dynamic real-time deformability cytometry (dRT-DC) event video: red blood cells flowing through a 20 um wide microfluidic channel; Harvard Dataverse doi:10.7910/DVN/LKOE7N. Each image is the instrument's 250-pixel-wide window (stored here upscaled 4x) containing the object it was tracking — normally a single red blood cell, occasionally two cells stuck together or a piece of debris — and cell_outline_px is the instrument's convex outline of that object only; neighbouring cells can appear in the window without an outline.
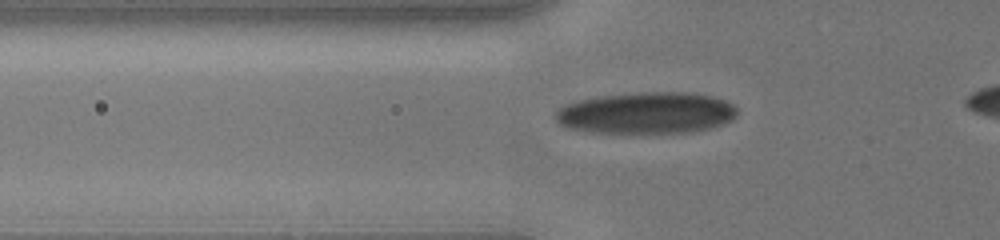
{"species": "human", "species_latin": "Homo sapiens", "temperature_condition": "cold", "stored_images_in_passage": 45, "camera_frame_rate_fps": 3000, "um_per_image_px": 0.085, "donor": {"sex": "male"}, "frame": {"image": 1, "passage_image": 13, "time_ms": 4.0, "image_size_px": [1000, 240], "cell_outline_px": [[736, 116], [732, 120], [724, 124], [692, 132], [636, 136], [588, 132], [568, 128], [560, 124], [556, 120], [556, 112], [564, 104], [596, 96], [640, 92], [692, 92], [712, 96], [724, 100], [732, 104], [736, 108]], "centroid_in_image_um": [54.93, 9.64], "position_along_channel_um": 70.9, "area_um2": 45.49}}
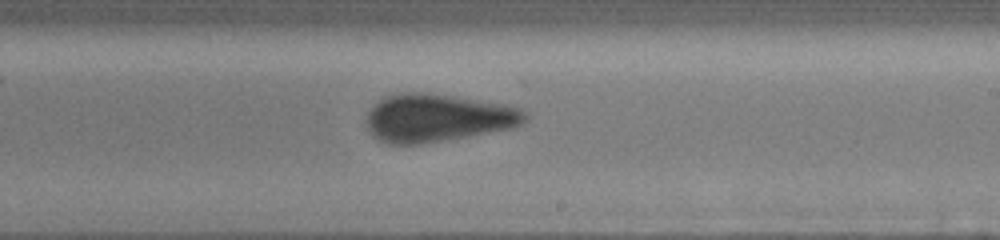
{"frame": {"image": 2, "passage_image": 27, "time_ms": 8.667, "image_size_px": [1000, 240], "cell_outline_px": [[528, 120], [516, 128], [468, 136], [416, 144], [388, 144], [376, 140], [368, 132], [364, 120], [368, 112], [384, 96], [404, 92], [420, 92], [452, 96], [504, 104], [520, 108], [528, 112]], "centroid_in_image_um": [37.19, 10.03], "position_along_channel_um": 251.8, "area_um2": 44.56}}
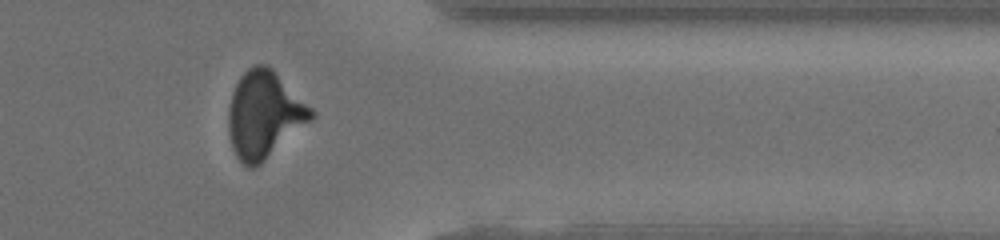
{"frame": {"image": 3, "passage_image": 39, "time_ms": 12.333, "image_size_px": [1000, 240], "cell_outline_px": [[316, 116], [312, 120], [256, 168], [248, 168], [236, 156], [232, 148], [228, 132], [228, 108], [232, 92], [240, 76], [248, 68], [256, 64], [268, 64], [316, 112]], "centroid_in_image_um": [22.45, 9.75], "position_along_channel_um": 388.9, "area_um2": 42.08}}